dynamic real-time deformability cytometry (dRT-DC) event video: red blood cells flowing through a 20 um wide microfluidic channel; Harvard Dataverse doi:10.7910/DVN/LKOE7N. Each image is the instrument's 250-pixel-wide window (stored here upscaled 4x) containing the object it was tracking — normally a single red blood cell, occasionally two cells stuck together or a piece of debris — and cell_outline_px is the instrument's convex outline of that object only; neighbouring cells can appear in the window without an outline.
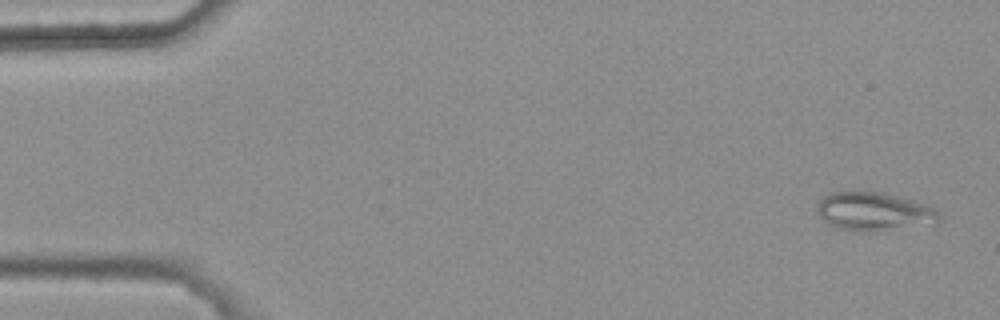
{"species": "common noctule bat (a hibernating species)", "species_latin": "Nyctalus noctula", "temperature_condition": "warm", "stored_images_in_passage": 5, "camera_frame_rate_fps": 3000, "um_per_image_px": 0.085, "animal": {"sex": "female", "body_mass_g": 25.1}, "frame": {"image": 1, "passage_image": 1, "time_ms": 0.0, "image_size_px": [1000, 320], "cell_outline_px": [[940, 220], [936, 224], [880, 232], [860, 232], [840, 228], [828, 224], [820, 216], [816, 208], [816, 204], [828, 192], [848, 188], [880, 192], [912, 200], [924, 204], [932, 208], [940, 216]], "centroid_in_image_um": [74.24, 17.96], "position_along_channel_um": 10.8, "area_um2": 28.32}}